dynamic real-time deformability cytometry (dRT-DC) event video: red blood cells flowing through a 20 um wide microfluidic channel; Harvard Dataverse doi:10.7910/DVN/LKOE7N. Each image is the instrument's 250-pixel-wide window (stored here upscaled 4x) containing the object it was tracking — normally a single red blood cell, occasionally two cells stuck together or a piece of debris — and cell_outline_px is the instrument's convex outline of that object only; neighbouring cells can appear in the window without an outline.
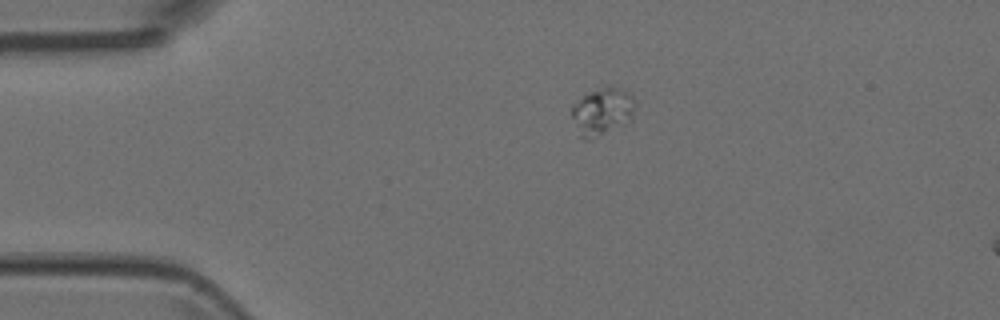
{"species": "Egyptian fruit bat (a non-hibernating species)", "species_latin": "Rousettus aegyptiacus", "temperature_condition": "room temperature", "stored_images_in_passage": 3, "segment_of_instrument_passage": [2, 2], "camera_frame_rate_fps": 3000, "um_per_image_px": 0.085, "animal": {"sex": "female"}, "frame": {"image": 1, "passage_image": 3, "time_ms": 0.667, "image_size_px": [1000, 320], "cell_outline_px": [[636, 104], [632, 120], [624, 124], [588, 140], [584, 140], [580, 136], [572, 116], [572, 108], [584, 96], [600, 88], [616, 88], [628, 92], [632, 96]], "centroid_in_image_um": [51.24, 9.5], "position_along_channel_um": 33.8, "area_um2": 16.88}}